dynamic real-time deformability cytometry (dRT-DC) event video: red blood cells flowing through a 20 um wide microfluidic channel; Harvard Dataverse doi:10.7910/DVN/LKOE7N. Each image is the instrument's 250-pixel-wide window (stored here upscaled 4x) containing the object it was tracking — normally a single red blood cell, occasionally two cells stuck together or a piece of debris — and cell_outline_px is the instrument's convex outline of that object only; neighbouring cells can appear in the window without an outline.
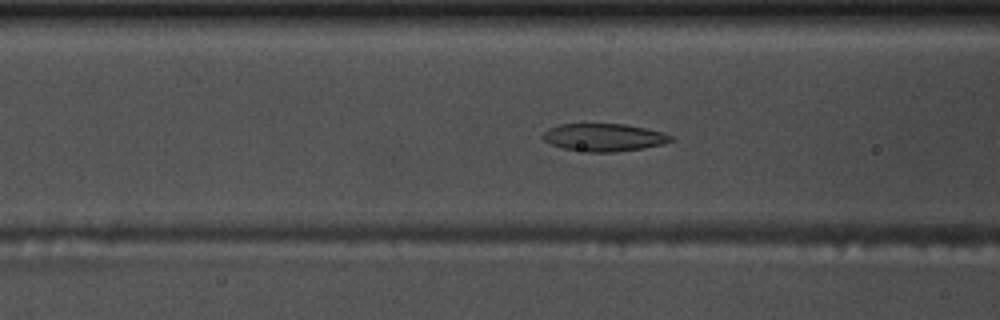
{"species": "common noctule bat (a hibernating species)", "species_latin": "Nyctalus noctula", "temperature_condition": "warm", "stored_images_in_passage": 56, "camera_frame_rate_fps": 3000, "um_per_image_px": 0.085, "animal": {"sex": "male", "body_mass_g": 17.5, "forearm_length_mm": 52.3}, "frame": {"image": 1, "passage_image": 21, "time_ms": 6.667, "image_size_px": [1000, 320], "cell_outline_px": [[672, 140], [664, 144], [644, 148], [612, 152], [588, 152], [564, 148], [552, 144], [544, 140], [540, 136], [548, 128], [560, 124], [624, 124], [664, 132], [672, 136]], "centroid_in_image_um": [51.33, 11.67], "position_along_channel_um": 115.3, "area_um2": 20.58}}
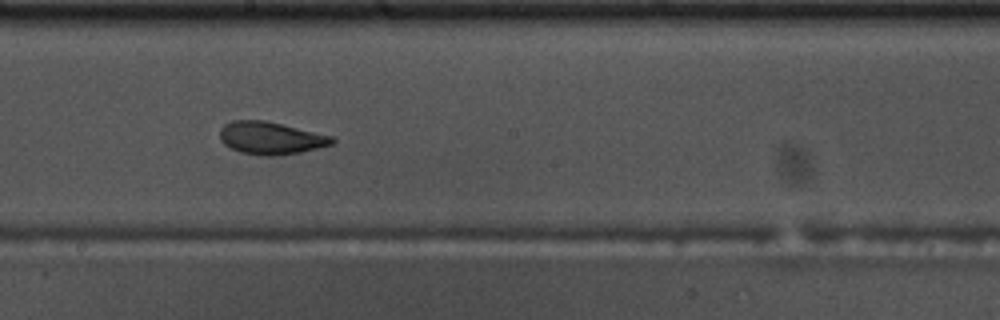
{"frame": {"image": 2, "passage_image": 30, "time_ms": 9.667, "image_size_px": [1000, 320], "cell_outline_px": [[336, 140], [332, 144], [300, 152], [276, 156], [264, 156], [240, 152], [224, 144], [220, 140], [220, 128], [224, 124], [232, 120], [264, 120], [332, 136]], "centroid_in_image_um": [22.98, 11.73], "position_along_channel_um": 225.2, "area_um2": 21.15}}
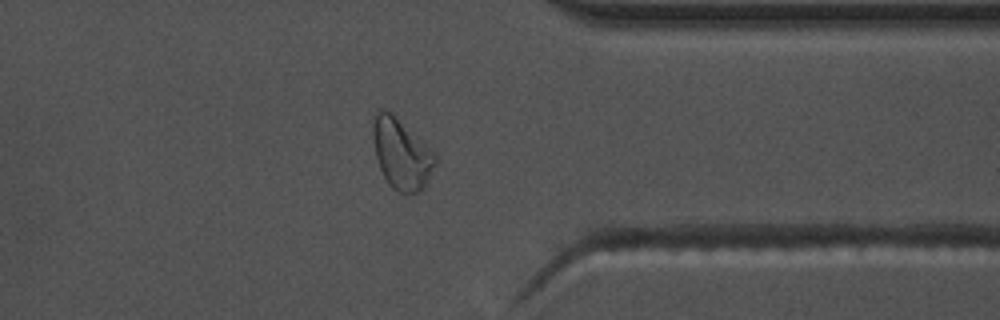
{"frame": {"image": 3, "passage_image": 43, "time_ms": 14.0, "image_size_px": [1000, 320], "cell_outline_px": [[436, 164], [420, 192], [408, 196], [404, 196], [392, 188], [388, 184], [380, 168], [376, 156], [372, 136], [372, 116], [380, 108], [384, 108], [392, 112], [436, 152]], "centroid_in_image_um": [34.11, 13.06], "position_along_channel_um": 377.3, "area_um2": 26.24}, "authors_computed_cell_mechanics": {"area_um2": 22.8599, "velocity_mm_per_s": 3.6802, "shape_relaxation_time_tau1_ms": 6.9274, "shape_relaxation_time_tau2_ms": 1.8426, "deformation_change_tau1": 0.1811, "deformation_change_tau2": 0.0766}}